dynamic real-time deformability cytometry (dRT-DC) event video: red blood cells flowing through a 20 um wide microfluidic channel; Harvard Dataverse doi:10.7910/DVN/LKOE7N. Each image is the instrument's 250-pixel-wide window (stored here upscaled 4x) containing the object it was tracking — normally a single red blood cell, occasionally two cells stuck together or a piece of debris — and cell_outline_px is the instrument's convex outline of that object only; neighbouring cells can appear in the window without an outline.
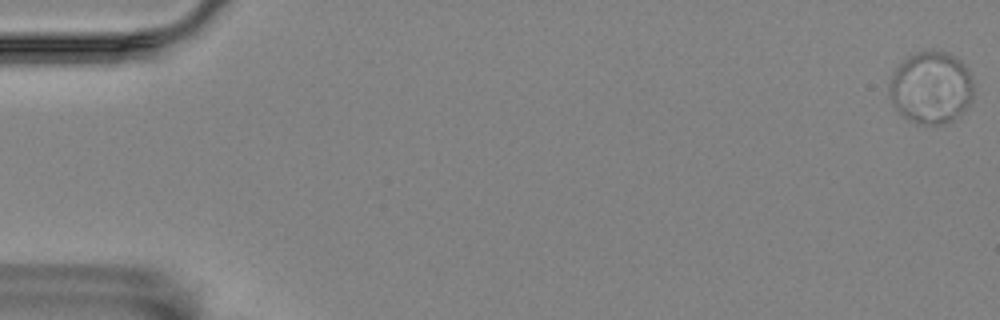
{"species": "Egyptian fruit bat (a non-hibernating species)", "species_latin": "Rousettus aegyptiacus", "temperature_condition": "room temperature", "stored_images_in_passage": 59, "camera_frame_rate_fps": 3000, "um_per_image_px": 0.085, "animal": {"sex": "female"}, "frame": {"image": 1, "passage_image": 1, "time_ms": 0.0, "image_size_px": [1000, 320], "cell_outline_px": [[972, 100], [952, 120], [940, 124], [916, 124], [904, 116], [896, 108], [888, 96], [888, 88], [892, 76], [896, 68], [908, 56], [916, 52], [932, 48], [948, 52], [960, 60], [964, 64], [972, 76]], "centroid_in_image_um": [79.12, 7.4], "position_along_channel_um": 5.9, "area_um2": 35.55}}
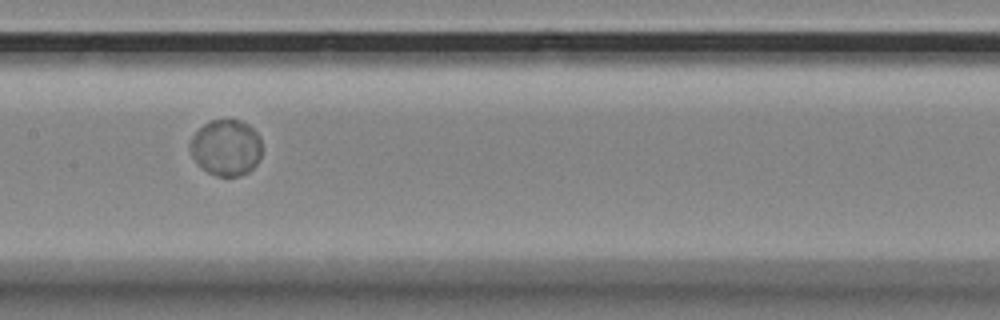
{"frame": {"image": 2, "passage_image": 30, "time_ms": 9.667, "image_size_px": [1000, 320], "cell_outline_px": [[260, 160], [248, 172], [240, 176], [216, 176], [208, 172], [192, 156], [188, 144], [192, 136], [204, 124], [212, 120], [240, 120], [248, 124], [260, 136]], "centroid_in_image_um": [19.22, 12.54], "position_along_channel_um": 188.2, "area_um2": 23.35}}
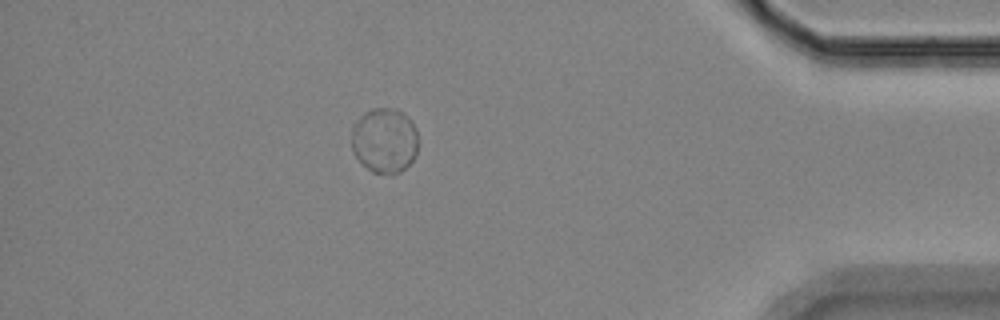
{"frame": {"image": 3, "passage_image": 52, "time_ms": 17.0, "image_size_px": [1000, 320], "cell_outline_px": [[416, 156], [400, 172], [372, 172], [356, 156], [352, 148], [352, 124], [364, 112], [372, 108], [392, 108], [408, 116], [416, 128]], "centroid_in_image_um": [32.67, 11.89], "position_along_channel_um": 402.5, "area_um2": 24.91}, "authors_computed_cell_mechanics": {"area_um2": 25.0852, "velocity_mm_per_s": 3.433, "shape_relaxation_time_tau1_ms": 2.389, "shape_relaxation_time_tau2_ms": null, "deformation_change_tau1": 0.0188, "deformation_change_tau2": null}}